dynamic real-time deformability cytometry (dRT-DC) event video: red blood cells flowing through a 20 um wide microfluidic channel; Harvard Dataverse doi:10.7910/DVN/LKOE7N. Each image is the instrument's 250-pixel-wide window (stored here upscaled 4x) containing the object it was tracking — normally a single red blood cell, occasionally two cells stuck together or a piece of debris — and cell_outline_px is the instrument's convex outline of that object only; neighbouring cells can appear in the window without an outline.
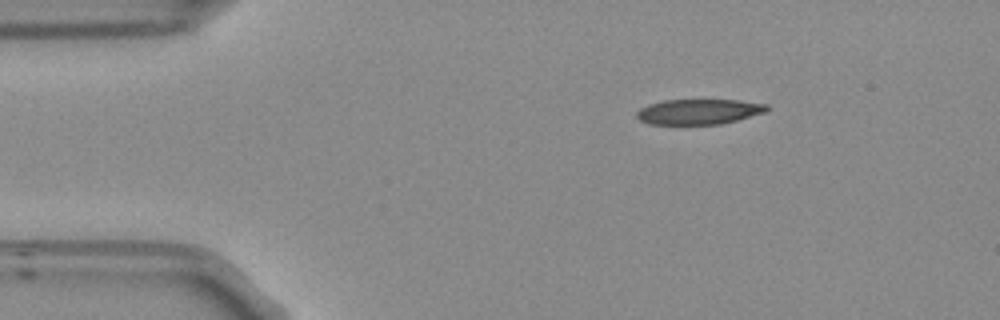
{"species": "Egyptian fruit bat (a non-hibernating species)", "species_latin": "Rousettus aegyptiacus", "temperature_condition": "room temperature", "stored_images_in_passage": 46, "camera_frame_rate_fps": 3000, "um_per_image_px": 0.085, "frame": {"image": 1, "passage_image": 1, "time_ms": 0.0, "image_size_px": [1000, 320], "cell_outline_px": [[768, 108], [764, 112], [736, 120], [720, 124], [648, 124], [640, 120], [636, 116], [636, 112], [640, 108], [648, 104], [664, 100], [740, 100], [768, 104]], "centroid_in_image_um": [59.36, 9.49], "position_along_channel_um": 25.6, "area_um2": 19.07}}
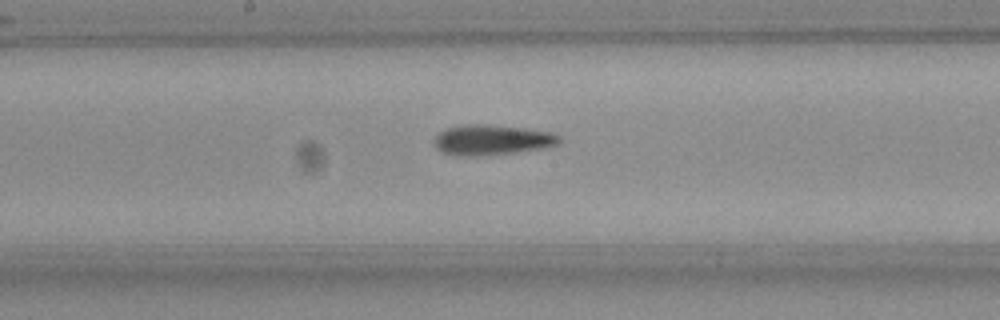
{"frame": {"image": 2, "passage_image": 20, "time_ms": 6.333, "image_size_px": [1000, 320], "cell_outline_px": [[560, 140], [556, 144], [540, 148], [512, 152], [444, 152], [436, 148], [432, 140], [444, 128], [460, 124], [484, 124], [520, 128], [552, 132], [560, 136]], "centroid_in_image_um": [41.81, 11.8], "position_along_channel_um": 206.4, "area_um2": 20.58}}
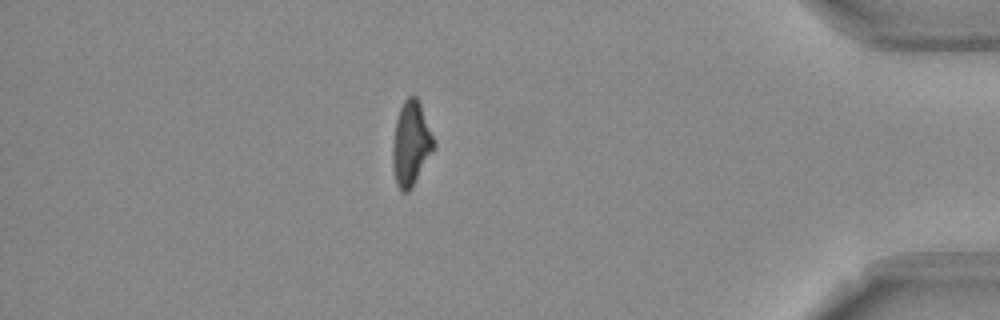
{"frame": {"image": 3, "passage_image": 39, "time_ms": 12.667, "image_size_px": [1000, 320], "cell_outline_px": [[436, 144], [408, 192], [400, 192], [396, 184], [392, 168], [392, 148], [396, 120], [400, 108], [404, 100], [408, 96], [416, 96], [420, 104]], "centroid_in_image_um": [34.9, 12.21], "position_along_channel_um": 400.3, "area_um2": 19.83}, "authors_computed_cell_mechanics": {"area_um2": 20.6346, "velocity_mm_per_s": 3.7596, "shape_relaxation_time_tau1_ms": null, "shape_relaxation_time_tau2_ms": 2.7323, "deformation_change_tau1": null, "deformation_change_tau2": 0.1141}}